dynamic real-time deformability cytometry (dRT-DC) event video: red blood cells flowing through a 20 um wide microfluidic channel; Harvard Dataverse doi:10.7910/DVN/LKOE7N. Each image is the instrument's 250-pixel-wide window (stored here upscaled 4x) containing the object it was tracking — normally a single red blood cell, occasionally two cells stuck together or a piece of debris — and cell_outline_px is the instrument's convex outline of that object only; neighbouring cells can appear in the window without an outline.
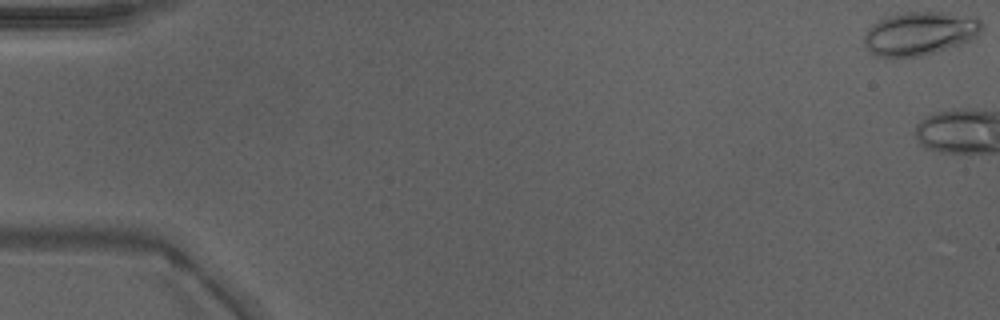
{"species": "Egyptian fruit bat (a non-hibernating species)", "species_latin": "Rousettus aegyptiacus", "temperature_condition": "warm", "stored_images_in_passage": 3, "camera_frame_rate_fps": 3000, "um_per_image_px": 0.085, "animal": {"sex": "male"}, "frame": {"image": 1, "passage_image": 1, "time_ms": 0.0, "image_size_px": [1000, 320], "cell_outline_px": [[984, 28], [972, 40], [920, 56], [892, 60], [876, 56], [864, 44], [864, 36], [868, 28], [872, 24], [888, 16], [908, 12], [940, 12], [976, 16], [984, 24]], "centroid_in_image_um": [78.19, 2.86], "position_along_channel_um": 6.8, "area_um2": 30.17}}